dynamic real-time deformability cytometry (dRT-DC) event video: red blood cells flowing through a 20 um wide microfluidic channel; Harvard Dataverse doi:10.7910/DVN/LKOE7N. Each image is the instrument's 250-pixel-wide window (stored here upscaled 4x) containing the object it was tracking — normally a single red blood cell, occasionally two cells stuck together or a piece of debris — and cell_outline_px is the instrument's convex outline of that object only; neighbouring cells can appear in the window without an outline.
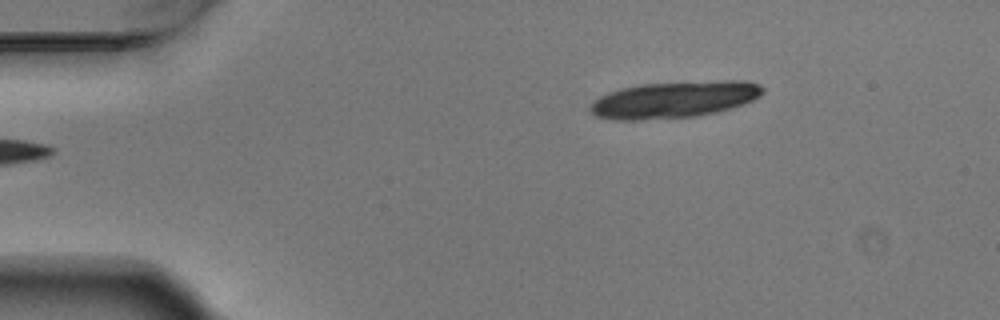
{"species": "Egyptian fruit bat (a non-hibernating species)", "species_latin": "Rousettus aegyptiacus", "temperature_condition": "warm", "stored_images_in_passage": 4, "segment_of_instrument_passage": [2, 2], "camera_frame_rate_fps": 3000, "um_per_image_px": 0.085, "animal": {"sex": "male"}, "frame": {"image": 1, "passage_image": 4, "time_ms": 1.0, "image_size_px": [1000, 320], "cell_outline_px": [[764, 92], [760, 96], [752, 100], [716, 112], [696, 116], [636, 120], [612, 120], [596, 116], [588, 108], [600, 96], [608, 92], [620, 88], [640, 84], [720, 80], [748, 80], [760, 84], [764, 88]], "centroid_in_image_um": [57.31, 8.45], "position_along_channel_um": 27.7, "area_um2": 36.82}}